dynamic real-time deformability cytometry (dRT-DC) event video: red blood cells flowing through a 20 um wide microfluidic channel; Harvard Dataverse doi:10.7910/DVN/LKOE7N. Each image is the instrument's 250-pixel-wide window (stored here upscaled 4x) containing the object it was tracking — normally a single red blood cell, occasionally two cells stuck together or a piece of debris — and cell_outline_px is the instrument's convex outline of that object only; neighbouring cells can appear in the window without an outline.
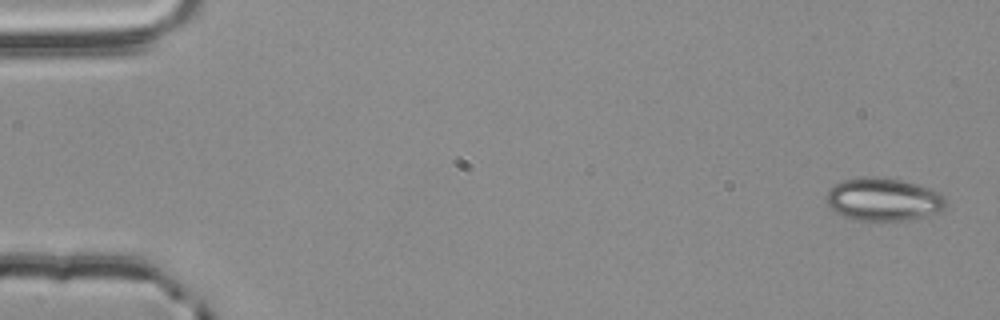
{"species": "common noctule bat (a hibernating species)", "species_latin": "Nyctalus noctula", "temperature_condition": "room temperature", "stored_images_in_passage": 55, "camera_frame_rate_fps": 3000, "um_per_image_px": 0.085, "animal": {"sex": "male", "body_mass_g": 20.4}, "frame": {"image": 1, "passage_image": 1, "time_ms": 0.0, "image_size_px": [1000, 320], "cell_outline_px": [[948, 204], [940, 212], [928, 216], [904, 220], [860, 220], [844, 216], [836, 212], [828, 204], [824, 196], [840, 180], [860, 176], [884, 176], [916, 184], [940, 192], [944, 196]], "centroid_in_image_um": [75.11, 16.93], "position_along_channel_um": 9.9, "area_um2": 30.11}}
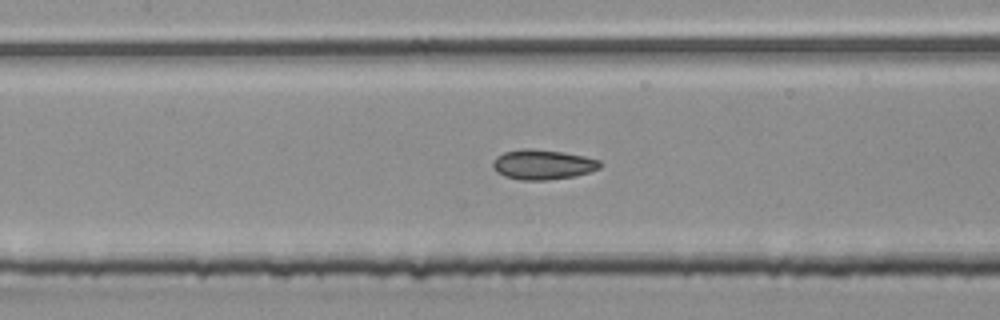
{"frame": {"image": 2, "passage_image": 25, "time_ms": 8.0, "image_size_px": [1000, 320], "cell_outline_px": [[600, 168], [576, 176], [548, 180], [520, 180], [504, 176], [496, 172], [492, 164], [496, 156], [504, 152], [524, 148], [528, 148], [564, 152], [584, 156], [600, 160]], "centroid_in_image_um": [46.12, 13.99], "position_along_channel_um": 161.3, "area_um2": 18.73}}
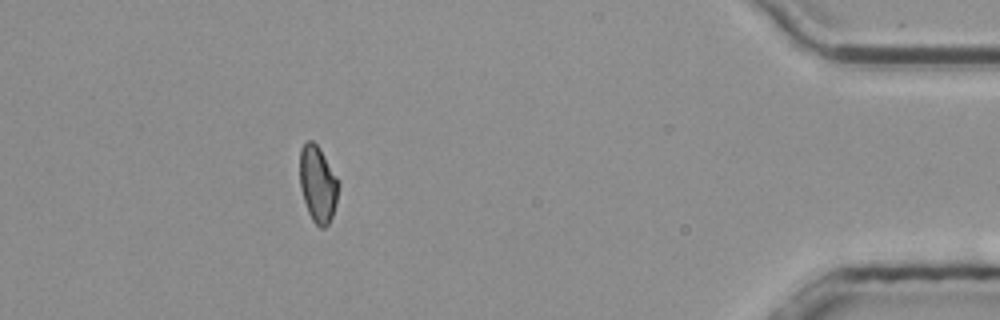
{"frame": {"image": 3, "passage_image": 49, "time_ms": 16.0, "image_size_px": [1000, 320], "cell_outline_px": [[340, 184], [336, 204], [332, 216], [328, 224], [324, 228], [320, 228], [312, 220], [308, 212], [300, 188], [300, 148], [308, 140], [312, 140], [320, 148], [340, 180]], "centroid_in_image_um": [27.03, 15.63], "position_along_channel_um": 408.2, "area_um2": 17.51}, "authors_computed_cell_mechanics": {"area_um2": 17.8602, "velocity_mm_per_s": 3.7901, "shape_relaxation_time_tau1_ms": null, "shape_relaxation_time_tau2_ms": 3.1119, "deformation_change_tau1": null, "deformation_change_tau2": 0.0765}}